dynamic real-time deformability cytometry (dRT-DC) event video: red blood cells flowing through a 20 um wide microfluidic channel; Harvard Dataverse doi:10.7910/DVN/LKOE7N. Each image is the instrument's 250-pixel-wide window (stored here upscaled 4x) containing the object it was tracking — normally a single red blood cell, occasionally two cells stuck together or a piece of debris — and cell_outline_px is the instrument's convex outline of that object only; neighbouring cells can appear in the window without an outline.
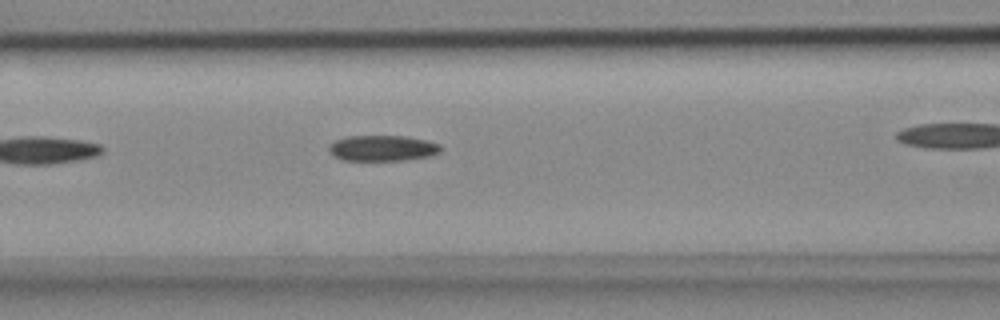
{"species": "common noctule bat (a hibernating species)", "species_latin": "Nyctalus noctula", "temperature_condition": "cold", "stored_images_in_passage": 6, "segment_of_instrument_passage": [1, 2], "camera_frame_rate_fps": 3000, "um_per_image_px": 0.085, "animal": {"sex": "female", "body_mass_g": 18.4}, "frame": {"image": 1, "passage_image": 5, "time_ms": 1.333, "image_size_px": [1000, 320], "cell_outline_px": [[440, 152], [432, 156], [404, 160], [340, 160], [332, 156], [328, 148], [336, 140], [348, 136], [404, 136], [428, 140], [440, 144]], "centroid_in_image_um": [32.53, 12.6], "position_along_channel_um": 134.1, "area_um2": 16.82}}